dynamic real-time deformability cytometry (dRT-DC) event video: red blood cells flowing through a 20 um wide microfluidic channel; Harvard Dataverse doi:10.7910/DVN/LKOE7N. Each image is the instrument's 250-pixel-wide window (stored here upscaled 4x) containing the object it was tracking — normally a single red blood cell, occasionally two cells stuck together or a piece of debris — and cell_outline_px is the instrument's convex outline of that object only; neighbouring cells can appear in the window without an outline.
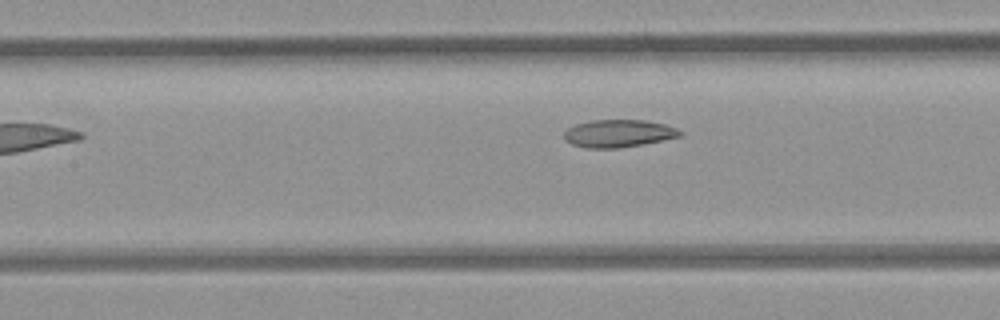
{"species": "common noctule bat (a hibernating species)", "species_latin": "Nyctalus noctula", "temperature_condition": "room temperature", "stored_images_in_passage": 6, "camera_frame_rate_fps": 3000, "um_per_image_px": 0.085, "animal": {"sex": "female", "body_mass_g": 21.9}, "frame": {"image": 1, "passage_image": 5, "time_ms": 1.333, "image_size_px": [1000, 320], "cell_outline_px": [[684, 132], [680, 136], [620, 148], [588, 148], [572, 144], [564, 140], [564, 132], [568, 128], [576, 124], [592, 120], [644, 120], [664, 124], [676, 128]], "centroid_in_image_um": [52.54, 11.34], "position_along_channel_um": 154.9, "area_um2": 18.44}}
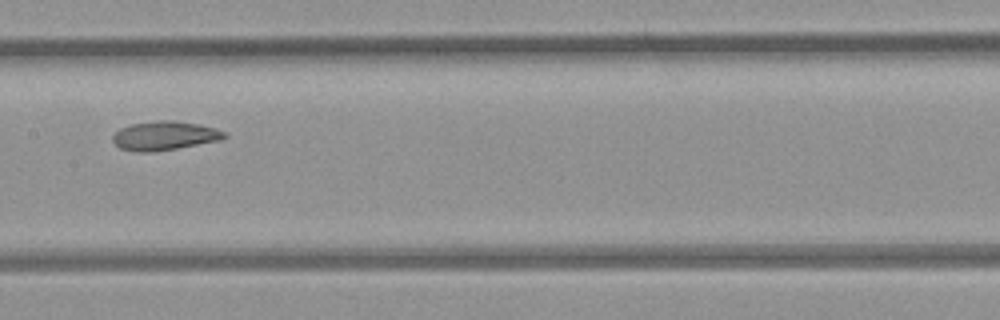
{"frame": {"image": 2, "passage_image": 6, "time_ms": 1.667, "image_size_px": [1000, 320], "cell_outline_px": [[228, 136], [220, 140], [176, 148], [148, 152], [136, 152], [120, 148], [112, 140], [112, 136], [120, 128], [132, 124], [156, 120], [176, 120], [200, 124], [216, 128], [224, 132]], "centroid_in_image_um": [13.99, 11.52], "position_along_channel_um": 193.4, "area_um2": 18.79}}